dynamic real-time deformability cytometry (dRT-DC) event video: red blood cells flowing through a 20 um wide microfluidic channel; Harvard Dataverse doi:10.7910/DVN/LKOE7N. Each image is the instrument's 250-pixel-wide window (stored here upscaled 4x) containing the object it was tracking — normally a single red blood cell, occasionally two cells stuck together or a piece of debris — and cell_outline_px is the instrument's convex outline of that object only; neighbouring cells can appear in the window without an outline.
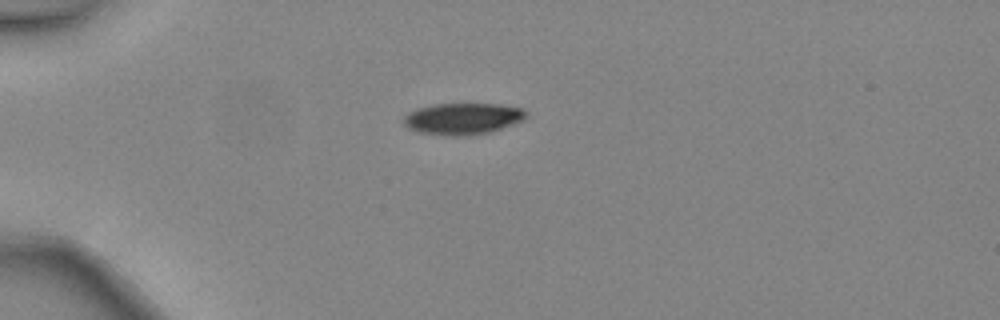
{"species": "common noctule bat (a hibernating species)", "species_latin": "Nyctalus noctula", "temperature_condition": "warm", "stored_images_in_passage": 3, "camera_frame_rate_fps": 3000, "um_per_image_px": 0.085, "animal": {"sex": "female", "body_mass_g": 24.6, "forearm_length_mm": 56.2}, "frame": {"image": 1, "passage_image": 1, "time_ms": 0.0, "image_size_px": [1000, 320], "cell_outline_px": [[528, 116], [524, 120], [492, 132], [468, 136], [448, 136], [416, 132], [408, 128], [404, 124], [404, 116], [408, 112], [416, 108], [432, 104], [500, 104], [524, 108], [528, 112]], "centroid_in_image_um": [39.36, 10.09], "position_along_channel_um": 45.6, "area_um2": 23.0}}
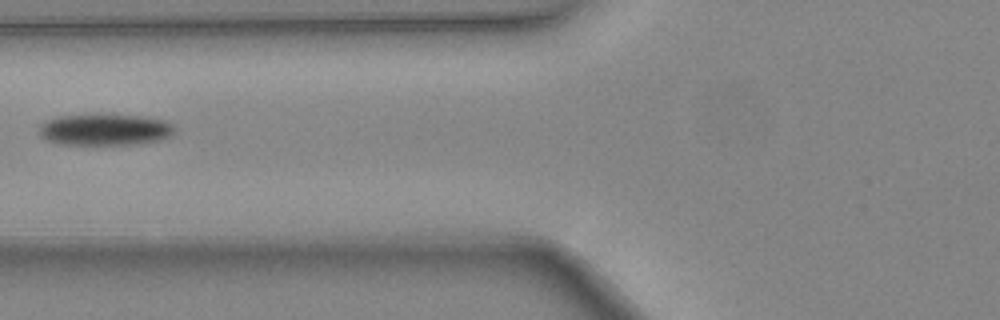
{"frame": {"image": 2, "passage_image": 3, "time_ms": 0.667, "image_size_px": [1000, 320], "cell_outline_px": [[176, 128], [172, 136], [156, 140], [128, 144], [56, 144], [44, 140], [40, 136], [40, 124], [44, 120], [56, 116], [100, 112], [144, 116], [164, 120], [172, 124]], "centroid_in_image_um": [8.85, 10.97], "position_along_channel_um": 116.9, "area_um2": 25.72}}